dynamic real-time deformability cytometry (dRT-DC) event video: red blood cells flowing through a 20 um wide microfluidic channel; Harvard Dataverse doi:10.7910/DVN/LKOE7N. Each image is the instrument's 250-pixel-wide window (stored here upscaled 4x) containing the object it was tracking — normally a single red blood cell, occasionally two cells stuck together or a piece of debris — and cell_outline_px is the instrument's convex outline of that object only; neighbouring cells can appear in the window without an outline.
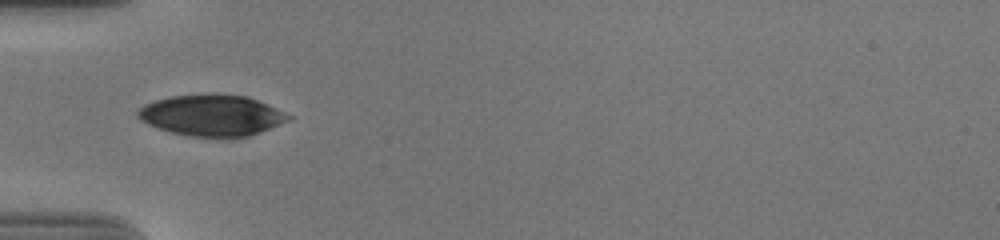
{"species": "human", "species_latin": "Homo sapiens", "temperature_condition": "cold", "stored_images_in_passage": 4, "camera_frame_rate_fps": 3000, "um_per_image_px": 0.085, "donor": {"sex": "male"}, "frame": {"image": 1, "passage_image": 1, "time_ms": 0.0, "image_size_px": [1000, 240], "cell_outline_px": [[292, 116], [288, 120], [248, 136], [228, 140], [188, 136], [156, 128], [140, 120], [136, 116], [136, 112], [140, 108], [156, 100], [172, 96], [244, 96], [256, 100], [276, 108]], "centroid_in_image_um": [17.97, 9.87], "position_along_channel_um": 67.0, "area_um2": 35.55}}